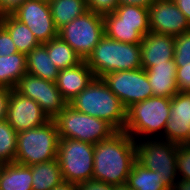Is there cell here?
Wrapping results in <instances>:
<instances>
[{"instance_id": "34", "label": "cell", "mask_w": 190, "mask_h": 190, "mask_svg": "<svg viewBox=\"0 0 190 190\" xmlns=\"http://www.w3.org/2000/svg\"><path fill=\"white\" fill-rule=\"evenodd\" d=\"M77 190H115V186L99 180L90 179L77 184Z\"/></svg>"}, {"instance_id": "25", "label": "cell", "mask_w": 190, "mask_h": 190, "mask_svg": "<svg viewBox=\"0 0 190 190\" xmlns=\"http://www.w3.org/2000/svg\"><path fill=\"white\" fill-rule=\"evenodd\" d=\"M48 2L58 30L88 11L86 0H49Z\"/></svg>"}, {"instance_id": "33", "label": "cell", "mask_w": 190, "mask_h": 190, "mask_svg": "<svg viewBox=\"0 0 190 190\" xmlns=\"http://www.w3.org/2000/svg\"><path fill=\"white\" fill-rule=\"evenodd\" d=\"M17 47L11 39L8 31L0 24V56L17 53Z\"/></svg>"}, {"instance_id": "37", "label": "cell", "mask_w": 190, "mask_h": 190, "mask_svg": "<svg viewBox=\"0 0 190 190\" xmlns=\"http://www.w3.org/2000/svg\"><path fill=\"white\" fill-rule=\"evenodd\" d=\"M10 88L0 86V121L7 117V106L11 93Z\"/></svg>"}, {"instance_id": "39", "label": "cell", "mask_w": 190, "mask_h": 190, "mask_svg": "<svg viewBox=\"0 0 190 190\" xmlns=\"http://www.w3.org/2000/svg\"><path fill=\"white\" fill-rule=\"evenodd\" d=\"M178 9L183 12L190 23V0H173Z\"/></svg>"}, {"instance_id": "8", "label": "cell", "mask_w": 190, "mask_h": 190, "mask_svg": "<svg viewBox=\"0 0 190 190\" xmlns=\"http://www.w3.org/2000/svg\"><path fill=\"white\" fill-rule=\"evenodd\" d=\"M94 145L71 138H59L57 160L64 181L79 184L92 179Z\"/></svg>"}, {"instance_id": "20", "label": "cell", "mask_w": 190, "mask_h": 190, "mask_svg": "<svg viewBox=\"0 0 190 190\" xmlns=\"http://www.w3.org/2000/svg\"><path fill=\"white\" fill-rule=\"evenodd\" d=\"M0 190H32L31 166L16 162L1 164Z\"/></svg>"}, {"instance_id": "16", "label": "cell", "mask_w": 190, "mask_h": 190, "mask_svg": "<svg viewBox=\"0 0 190 190\" xmlns=\"http://www.w3.org/2000/svg\"><path fill=\"white\" fill-rule=\"evenodd\" d=\"M141 45V67H149L174 59L175 38L170 35L148 32Z\"/></svg>"}, {"instance_id": "30", "label": "cell", "mask_w": 190, "mask_h": 190, "mask_svg": "<svg viewBox=\"0 0 190 190\" xmlns=\"http://www.w3.org/2000/svg\"><path fill=\"white\" fill-rule=\"evenodd\" d=\"M114 13L119 23L149 24L148 9L134 5H118Z\"/></svg>"}, {"instance_id": "15", "label": "cell", "mask_w": 190, "mask_h": 190, "mask_svg": "<svg viewBox=\"0 0 190 190\" xmlns=\"http://www.w3.org/2000/svg\"><path fill=\"white\" fill-rule=\"evenodd\" d=\"M170 119L162 140L178 145L190 144V93H176L171 98Z\"/></svg>"}, {"instance_id": "9", "label": "cell", "mask_w": 190, "mask_h": 190, "mask_svg": "<svg viewBox=\"0 0 190 190\" xmlns=\"http://www.w3.org/2000/svg\"><path fill=\"white\" fill-rule=\"evenodd\" d=\"M105 35L103 15L86 11L58 30V36L86 60Z\"/></svg>"}, {"instance_id": "40", "label": "cell", "mask_w": 190, "mask_h": 190, "mask_svg": "<svg viewBox=\"0 0 190 190\" xmlns=\"http://www.w3.org/2000/svg\"><path fill=\"white\" fill-rule=\"evenodd\" d=\"M170 190H190V180L178 178Z\"/></svg>"}, {"instance_id": "2", "label": "cell", "mask_w": 190, "mask_h": 190, "mask_svg": "<svg viewBox=\"0 0 190 190\" xmlns=\"http://www.w3.org/2000/svg\"><path fill=\"white\" fill-rule=\"evenodd\" d=\"M68 104L79 112L107 121L117 131L124 130L126 108L102 78H94Z\"/></svg>"}, {"instance_id": "17", "label": "cell", "mask_w": 190, "mask_h": 190, "mask_svg": "<svg viewBox=\"0 0 190 190\" xmlns=\"http://www.w3.org/2000/svg\"><path fill=\"white\" fill-rule=\"evenodd\" d=\"M95 78L85 60L73 67L60 70L56 80L62 98L67 104L84 90Z\"/></svg>"}, {"instance_id": "29", "label": "cell", "mask_w": 190, "mask_h": 190, "mask_svg": "<svg viewBox=\"0 0 190 190\" xmlns=\"http://www.w3.org/2000/svg\"><path fill=\"white\" fill-rule=\"evenodd\" d=\"M175 38L174 61L176 70H190V31Z\"/></svg>"}, {"instance_id": "3", "label": "cell", "mask_w": 190, "mask_h": 190, "mask_svg": "<svg viewBox=\"0 0 190 190\" xmlns=\"http://www.w3.org/2000/svg\"><path fill=\"white\" fill-rule=\"evenodd\" d=\"M171 98L152 96L133 103L126 109L124 131L135 141L157 139L164 136V128L170 119Z\"/></svg>"}, {"instance_id": "42", "label": "cell", "mask_w": 190, "mask_h": 190, "mask_svg": "<svg viewBox=\"0 0 190 190\" xmlns=\"http://www.w3.org/2000/svg\"><path fill=\"white\" fill-rule=\"evenodd\" d=\"M115 190H133L127 184L115 186Z\"/></svg>"}, {"instance_id": "31", "label": "cell", "mask_w": 190, "mask_h": 190, "mask_svg": "<svg viewBox=\"0 0 190 190\" xmlns=\"http://www.w3.org/2000/svg\"><path fill=\"white\" fill-rule=\"evenodd\" d=\"M176 165L178 178L190 180V144L179 145Z\"/></svg>"}, {"instance_id": "10", "label": "cell", "mask_w": 190, "mask_h": 190, "mask_svg": "<svg viewBox=\"0 0 190 190\" xmlns=\"http://www.w3.org/2000/svg\"><path fill=\"white\" fill-rule=\"evenodd\" d=\"M101 78L126 109L133 103L153 96L146 71L143 68L111 72Z\"/></svg>"}, {"instance_id": "38", "label": "cell", "mask_w": 190, "mask_h": 190, "mask_svg": "<svg viewBox=\"0 0 190 190\" xmlns=\"http://www.w3.org/2000/svg\"><path fill=\"white\" fill-rule=\"evenodd\" d=\"M156 0H118L119 5H134L149 8Z\"/></svg>"}, {"instance_id": "13", "label": "cell", "mask_w": 190, "mask_h": 190, "mask_svg": "<svg viewBox=\"0 0 190 190\" xmlns=\"http://www.w3.org/2000/svg\"><path fill=\"white\" fill-rule=\"evenodd\" d=\"M150 32L178 36L190 31V23L173 0H156L148 8Z\"/></svg>"}, {"instance_id": "1", "label": "cell", "mask_w": 190, "mask_h": 190, "mask_svg": "<svg viewBox=\"0 0 190 190\" xmlns=\"http://www.w3.org/2000/svg\"><path fill=\"white\" fill-rule=\"evenodd\" d=\"M92 179L114 186L126 184L136 161L135 140L124 130L94 145Z\"/></svg>"}, {"instance_id": "36", "label": "cell", "mask_w": 190, "mask_h": 190, "mask_svg": "<svg viewBox=\"0 0 190 190\" xmlns=\"http://www.w3.org/2000/svg\"><path fill=\"white\" fill-rule=\"evenodd\" d=\"M26 0H0V17L13 14Z\"/></svg>"}, {"instance_id": "22", "label": "cell", "mask_w": 190, "mask_h": 190, "mask_svg": "<svg viewBox=\"0 0 190 190\" xmlns=\"http://www.w3.org/2000/svg\"><path fill=\"white\" fill-rule=\"evenodd\" d=\"M26 61L27 73L44 80L56 82L60 70L51 61L47 48L43 44L29 52L26 55Z\"/></svg>"}, {"instance_id": "27", "label": "cell", "mask_w": 190, "mask_h": 190, "mask_svg": "<svg viewBox=\"0 0 190 190\" xmlns=\"http://www.w3.org/2000/svg\"><path fill=\"white\" fill-rule=\"evenodd\" d=\"M51 61L59 70L73 67L82 61L81 57L59 36L43 44Z\"/></svg>"}, {"instance_id": "12", "label": "cell", "mask_w": 190, "mask_h": 190, "mask_svg": "<svg viewBox=\"0 0 190 190\" xmlns=\"http://www.w3.org/2000/svg\"><path fill=\"white\" fill-rule=\"evenodd\" d=\"M13 15L29 27L40 44L58 36L48 1L26 0Z\"/></svg>"}, {"instance_id": "4", "label": "cell", "mask_w": 190, "mask_h": 190, "mask_svg": "<svg viewBox=\"0 0 190 190\" xmlns=\"http://www.w3.org/2000/svg\"><path fill=\"white\" fill-rule=\"evenodd\" d=\"M95 78L107 73L136 70L141 67L140 43H123L104 35L85 60Z\"/></svg>"}, {"instance_id": "5", "label": "cell", "mask_w": 190, "mask_h": 190, "mask_svg": "<svg viewBox=\"0 0 190 190\" xmlns=\"http://www.w3.org/2000/svg\"><path fill=\"white\" fill-rule=\"evenodd\" d=\"M59 135L54 120L43 126L18 132L15 161L31 166L57 159Z\"/></svg>"}, {"instance_id": "14", "label": "cell", "mask_w": 190, "mask_h": 190, "mask_svg": "<svg viewBox=\"0 0 190 190\" xmlns=\"http://www.w3.org/2000/svg\"><path fill=\"white\" fill-rule=\"evenodd\" d=\"M6 120L17 133L43 126L50 121L35 100L19 94L15 89L10 93Z\"/></svg>"}, {"instance_id": "41", "label": "cell", "mask_w": 190, "mask_h": 190, "mask_svg": "<svg viewBox=\"0 0 190 190\" xmlns=\"http://www.w3.org/2000/svg\"><path fill=\"white\" fill-rule=\"evenodd\" d=\"M52 190H77V184L68 181H62Z\"/></svg>"}, {"instance_id": "35", "label": "cell", "mask_w": 190, "mask_h": 190, "mask_svg": "<svg viewBox=\"0 0 190 190\" xmlns=\"http://www.w3.org/2000/svg\"><path fill=\"white\" fill-rule=\"evenodd\" d=\"M178 92L190 93V70H176Z\"/></svg>"}, {"instance_id": "21", "label": "cell", "mask_w": 190, "mask_h": 190, "mask_svg": "<svg viewBox=\"0 0 190 190\" xmlns=\"http://www.w3.org/2000/svg\"><path fill=\"white\" fill-rule=\"evenodd\" d=\"M0 24L10 34L18 52L27 55L40 45L29 27L19 21L13 14L1 16Z\"/></svg>"}, {"instance_id": "18", "label": "cell", "mask_w": 190, "mask_h": 190, "mask_svg": "<svg viewBox=\"0 0 190 190\" xmlns=\"http://www.w3.org/2000/svg\"><path fill=\"white\" fill-rule=\"evenodd\" d=\"M176 64L174 59L153 65L146 71L153 96L172 98L178 93L176 82Z\"/></svg>"}, {"instance_id": "32", "label": "cell", "mask_w": 190, "mask_h": 190, "mask_svg": "<svg viewBox=\"0 0 190 190\" xmlns=\"http://www.w3.org/2000/svg\"><path fill=\"white\" fill-rule=\"evenodd\" d=\"M118 5V0H86L87 9L101 15L114 12Z\"/></svg>"}, {"instance_id": "11", "label": "cell", "mask_w": 190, "mask_h": 190, "mask_svg": "<svg viewBox=\"0 0 190 190\" xmlns=\"http://www.w3.org/2000/svg\"><path fill=\"white\" fill-rule=\"evenodd\" d=\"M15 90L19 94L35 100L50 120H53L67 105L55 82L29 73L20 78Z\"/></svg>"}, {"instance_id": "6", "label": "cell", "mask_w": 190, "mask_h": 190, "mask_svg": "<svg viewBox=\"0 0 190 190\" xmlns=\"http://www.w3.org/2000/svg\"><path fill=\"white\" fill-rule=\"evenodd\" d=\"M53 120L59 138H71L93 145L117 132L107 121L79 112L69 104Z\"/></svg>"}, {"instance_id": "23", "label": "cell", "mask_w": 190, "mask_h": 190, "mask_svg": "<svg viewBox=\"0 0 190 190\" xmlns=\"http://www.w3.org/2000/svg\"><path fill=\"white\" fill-rule=\"evenodd\" d=\"M27 73L26 55L17 52L0 56V86L15 89L20 78Z\"/></svg>"}, {"instance_id": "7", "label": "cell", "mask_w": 190, "mask_h": 190, "mask_svg": "<svg viewBox=\"0 0 190 190\" xmlns=\"http://www.w3.org/2000/svg\"><path fill=\"white\" fill-rule=\"evenodd\" d=\"M136 160L151 171H157L165 186L170 190L178 179V144L157 139L135 141Z\"/></svg>"}, {"instance_id": "24", "label": "cell", "mask_w": 190, "mask_h": 190, "mask_svg": "<svg viewBox=\"0 0 190 190\" xmlns=\"http://www.w3.org/2000/svg\"><path fill=\"white\" fill-rule=\"evenodd\" d=\"M32 190H52L63 180L57 159L31 165Z\"/></svg>"}, {"instance_id": "26", "label": "cell", "mask_w": 190, "mask_h": 190, "mask_svg": "<svg viewBox=\"0 0 190 190\" xmlns=\"http://www.w3.org/2000/svg\"><path fill=\"white\" fill-rule=\"evenodd\" d=\"M126 184L133 190H169L157 171L149 170L137 160L133 164Z\"/></svg>"}, {"instance_id": "28", "label": "cell", "mask_w": 190, "mask_h": 190, "mask_svg": "<svg viewBox=\"0 0 190 190\" xmlns=\"http://www.w3.org/2000/svg\"><path fill=\"white\" fill-rule=\"evenodd\" d=\"M17 134L6 119L0 121V165L15 161Z\"/></svg>"}, {"instance_id": "19", "label": "cell", "mask_w": 190, "mask_h": 190, "mask_svg": "<svg viewBox=\"0 0 190 190\" xmlns=\"http://www.w3.org/2000/svg\"><path fill=\"white\" fill-rule=\"evenodd\" d=\"M105 35L123 43H141L142 38L150 32L149 24L119 23V17L114 13L103 15Z\"/></svg>"}]
</instances>
